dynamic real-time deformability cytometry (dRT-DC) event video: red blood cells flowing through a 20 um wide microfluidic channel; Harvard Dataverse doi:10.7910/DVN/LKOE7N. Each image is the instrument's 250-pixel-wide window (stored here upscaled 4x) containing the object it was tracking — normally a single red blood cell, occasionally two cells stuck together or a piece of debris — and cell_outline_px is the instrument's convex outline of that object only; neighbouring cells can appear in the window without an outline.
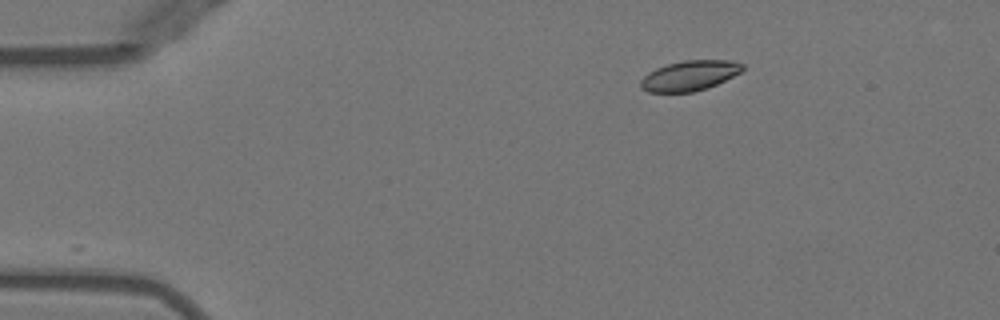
{"species": "Egyptian fruit bat (a non-hibernating species)", "species_latin": "Rousettus aegyptiacus", "temperature_condition": "warm", "stored_images_in_passage": 27, "camera_frame_rate_fps": 3000, "um_per_image_px": 0.085, "animal": {"sex": "female"}, "frame": {"image": 1, "passage_image": 1, "time_ms": 0.0, "image_size_px": [1000, 320], "cell_outline_px": [[744, 68], [740, 72], [708, 88], [692, 92], [648, 92], [640, 88], [640, 80], [648, 72], [656, 68], [668, 64], [684, 60], [728, 60], [744, 64]], "centroid_in_image_um": [58.58, 6.43], "position_along_channel_um": 26.4, "area_um2": 17.8}}
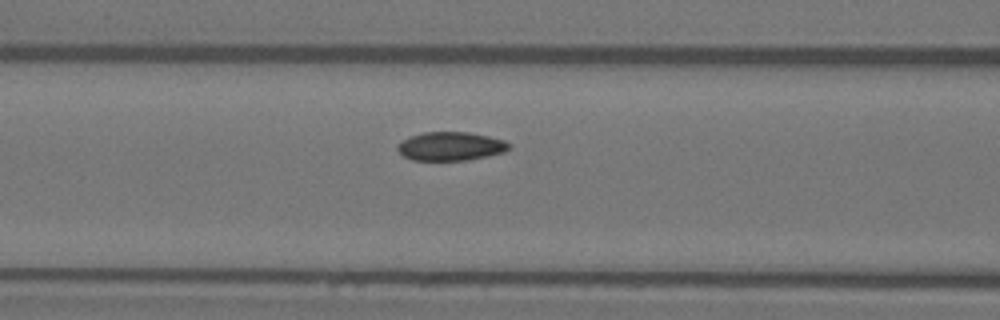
{"frame": {"image": 2, "passage_image": 14, "time_ms": 4.333, "image_size_px": [1000, 320], "cell_outline_px": [[512, 148], [504, 152], [488, 156], [468, 160], [412, 160], [404, 156], [396, 148], [396, 144], [412, 136], [424, 132], [468, 132], [488, 136], [504, 140], [512, 144]], "centroid_in_image_um": [38.35, 12.43], "position_along_channel_um": 128.3, "area_um2": 18.67}}
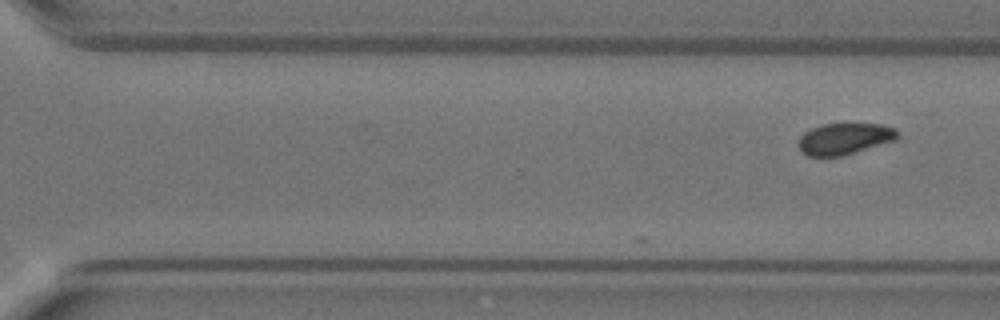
{"frame": {"image": 3, "passage_image": 27, "time_ms": 8.667, "image_size_px": [1000, 320], "cell_outline_px": [[900, 136], [896, 140], [840, 156], [808, 156], [796, 144], [800, 136], [804, 132], [812, 128], [824, 124], [880, 124], [896, 128], [900, 132]], "centroid_in_image_um": [71.81, 11.78], "position_along_channel_um": 298.8, "area_um2": 18.09}}